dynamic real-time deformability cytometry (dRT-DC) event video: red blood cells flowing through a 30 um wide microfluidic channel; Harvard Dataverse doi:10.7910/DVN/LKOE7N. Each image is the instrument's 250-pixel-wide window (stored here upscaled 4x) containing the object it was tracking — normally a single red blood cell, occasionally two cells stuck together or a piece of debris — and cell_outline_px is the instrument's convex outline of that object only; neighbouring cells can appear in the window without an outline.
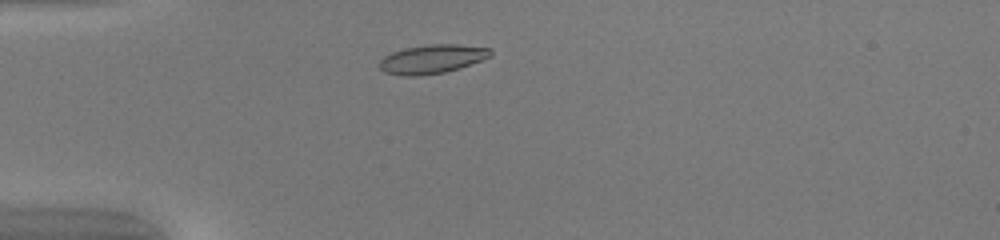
{"species": "common noctule bat (a hibernating species)", "species_latin": "Nyctalus noctula", "temperature_condition": "warm", "stored_images_in_passage": 42, "camera_frame_rate_fps": 3000, "um_per_image_px": 0.085, "animal": {"sex": "female", "body_mass_g": 20.0, "forearm_length_mm": 54.0}, "frame": {"image": 1, "passage_image": 6, "time_ms": 1.667, "image_size_px": [1000, 240], "cell_outline_px": [[492, 56], [484, 60], [460, 68], [444, 72], [420, 76], [404, 76], [384, 72], [376, 64], [384, 56], [392, 52], [404, 48], [432, 44], [456, 44], [492, 48]], "centroid_in_image_um": [36.74, 5.02], "position_along_channel_um": 48.3, "area_um2": 18.96}}
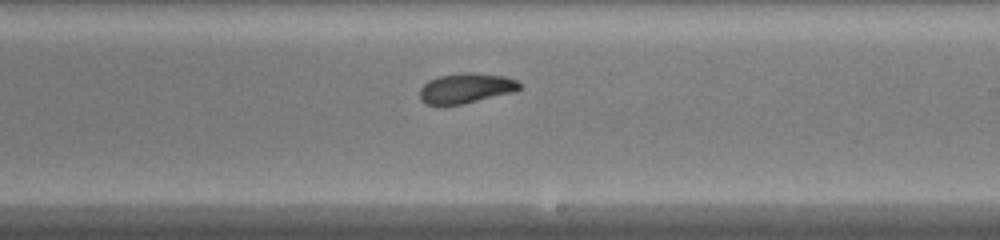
{"frame": {"image": 2, "passage_image": 22, "time_ms": 7.0, "image_size_px": [1000, 240], "cell_outline_px": [[520, 88], [516, 92], [460, 104], [424, 104], [420, 100], [420, 88], [428, 80], [440, 76], [468, 72], [472, 72], [504, 76], [516, 80], [520, 84]], "centroid_in_image_um": [39.61, 7.49], "position_along_channel_um": 249.4, "area_um2": 17.34}}
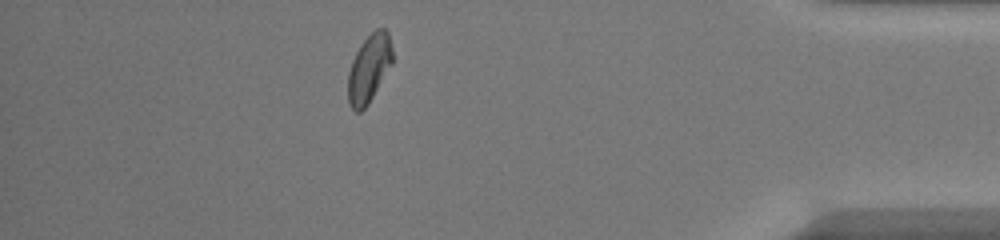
{"frame": {"image": 3, "passage_image": 36, "time_ms": 11.667, "image_size_px": [1000, 240], "cell_outline_px": [[392, 64], [368, 104], [360, 112], [356, 112], [348, 104], [348, 72], [352, 60], [360, 44], [376, 28], [384, 28], [388, 32], [392, 48]], "centroid_in_image_um": [31.36, 5.81], "position_along_channel_um": 403.8, "area_um2": 17.57}, "authors_computed_cell_mechanics": {"area_um2": 17.8602, "velocity_mm_per_s": 4.1633, "shape_relaxation_time_tau1_ms": 3.076, "shape_relaxation_time_tau2_ms": 2.8605, "deformation_change_tau1": 0.1309, "deformation_change_tau2": 0.0733}}